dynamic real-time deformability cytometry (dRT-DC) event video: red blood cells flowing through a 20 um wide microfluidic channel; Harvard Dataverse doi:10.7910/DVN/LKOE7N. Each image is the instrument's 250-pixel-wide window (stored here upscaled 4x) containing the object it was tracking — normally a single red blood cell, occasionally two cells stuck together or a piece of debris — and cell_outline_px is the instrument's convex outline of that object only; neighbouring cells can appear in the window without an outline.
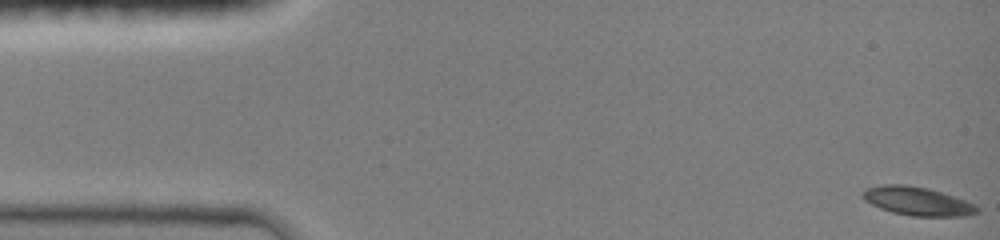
{"species": "common noctule bat (a hibernating species)", "species_latin": "Nyctalus noctula", "temperature_condition": "room temperature", "stored_images_in_passage": 61, "camera_frame_rate_fps": 3000, "um_per_image_px": 0.085, "animal": {"sex": "female", "body_mass_g": 19.0, "forearm_length_mm": 51.5}, "frame": {"image": 1, "passage_image": 1, "time_ms": 0.0, "image_size_px": [1000, 240], "cell_outline_px": [[980, 208], [976, 212], [964, 216], [912, 216], [892, 212], [880, 208], [864, 200], [864, 192], [868, 188], [884, 184], [904, 184], [928, 188], [976, 204]], "centroid_in_image_um": [77.99, 17.1], "position_along_channel_um": 7.0, "area_um2": 18.73}}
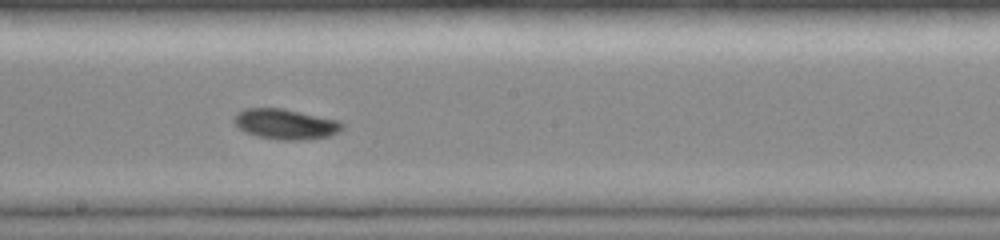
{"frame": {"image": 2, "passage_image": 34, "time_ms": 8.333, "image_size_px": [1000, 240], "cell_outline_px": [[344, 128], [328, 136], [296, 140], [280, 140], [260, 136], [244, 132], [232, 120], [236, 112], [244, 108], [284, 108], [340, 120], [344, 124]], "centroid_in_image_um": [24.26, 10.52], "position_along_channel_um": 223.9, "area_um2": 19.13}}
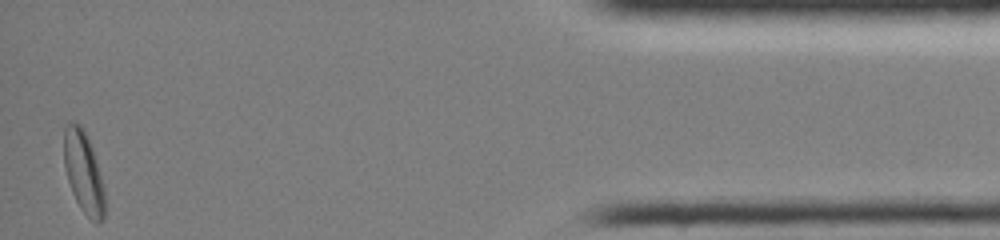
{"frame": {"image": 3, "passage_image": 60, "time_ms": 15.0, "image_size_px": [1000, 240], "cell_outline_px": [[104, 220], [96, 224], [80, 208], [72, 192], [68, 180], [64, 164], [64, 128], [68, 120], [80, 124], [92, 148], [96, 160], [104, 188]], "centroid_in_image_um": [7.09, 14.64], "position_along_channel_um": 428.1, "area_um2": 19.25}, "authors_computed_cell_mechanics": {"area_um2": 18.4382, "velocity_mm_per_s": 4.0907, "shape_relaxation_time_tau1_ms": 8.5085, "shape_relaxation_time_tau2_ms": 3.8215, "deformation_change_tau1": 0.1943, "deformation_change_tau2": 0.0772}}